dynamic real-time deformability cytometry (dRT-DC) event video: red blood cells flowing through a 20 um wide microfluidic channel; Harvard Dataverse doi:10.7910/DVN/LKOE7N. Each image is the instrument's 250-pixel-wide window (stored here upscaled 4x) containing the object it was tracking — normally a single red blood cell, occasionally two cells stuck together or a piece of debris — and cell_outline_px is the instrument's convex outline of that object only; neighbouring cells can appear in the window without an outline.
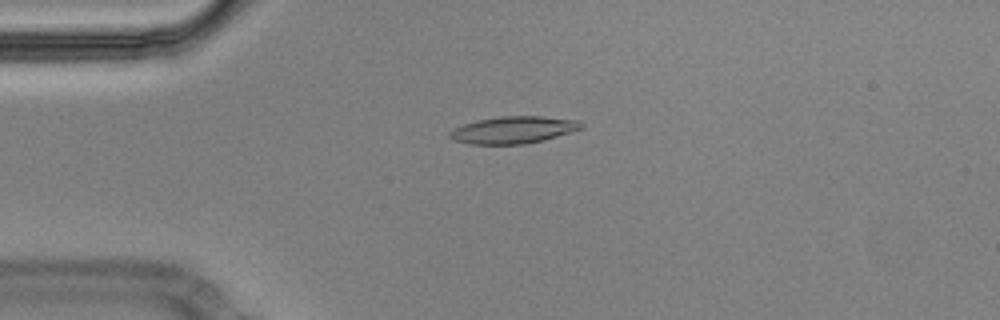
{"species": "Egyptian fruit bat (a non-hibernating species)", "species_latin": "Rousettus aegyptiacus", "temperature_condition": "cold", "stored_images_in_passage": 55, "camera_frame_rate_fps": 3000, "um_per_image_px": 0.085, "animal": {"sex": "male"}, "frame": {"image": 1, "passage_image": 13, "time_ms": 4.0, "image_size_px": [1000, 320], "cell_outline_px": [[584, 128], [544, 140], [524, 144], [468, 144], [452, 140], [448, 136], [448, 132], [464, 124], [476, 120], [500, 116], [540, 116], [580, 120], [584, 124]], "centroid_in_image_um": [43.65, 11.04], "position_along_channel_um": 41.4, "area_um2": 20.92}}
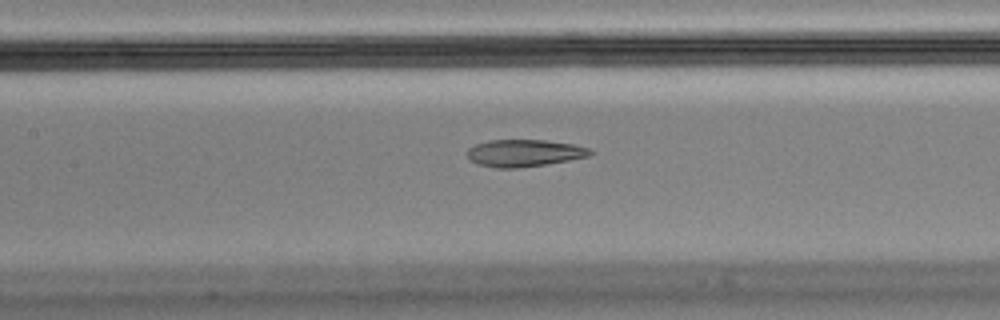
{"frame": {"image": 2, "passage_image": 25, "time_ms": 8.0, "image_size_px": [1000, 320], "cell_outline_px": [[592, 152], [588, 156], [568, 160], [544, 164], [516, 168], [496, 168], [476, 164], [468, 160], [468, 148], [476, 144], [488, 140], [544, 140], [572, 144], [588, 148]], "centroid_in_image_um": [44.48, 13.01], "position_along_channel_um": 162.9, "area_um2": 19.25}}
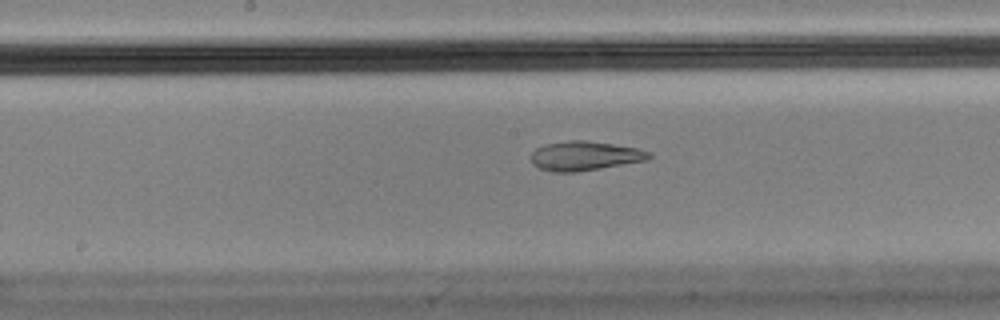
{"frame": {"image": 3, "passage_image": 28, "time_ms": 9.0, "image_size_px": [1000, 320], "cell_outline_px": [[652, 156], [648, 160], [576, 172], [552, 172], [540, 168], [532, 164], [532, 152], [536, 148], [544, 144], [568, 140], [584, 140], [640, 148], [652, 152]], "centroid_in_image_um": [49.73, 13.24], "position_along_channel_um": 198.5, "area_um2": 20.23}, "authors_computed_cell_mechanics": {"area_um2": 20.6924, "velocity_mm_per_s": 3.5632, "shape_relaxation_time_tau1_ms": null, "shape_relaxation_time_tau2_ms": 2.0981, "deformation_change_tau1": null, "deformation_change_tau2": 0.0933}}